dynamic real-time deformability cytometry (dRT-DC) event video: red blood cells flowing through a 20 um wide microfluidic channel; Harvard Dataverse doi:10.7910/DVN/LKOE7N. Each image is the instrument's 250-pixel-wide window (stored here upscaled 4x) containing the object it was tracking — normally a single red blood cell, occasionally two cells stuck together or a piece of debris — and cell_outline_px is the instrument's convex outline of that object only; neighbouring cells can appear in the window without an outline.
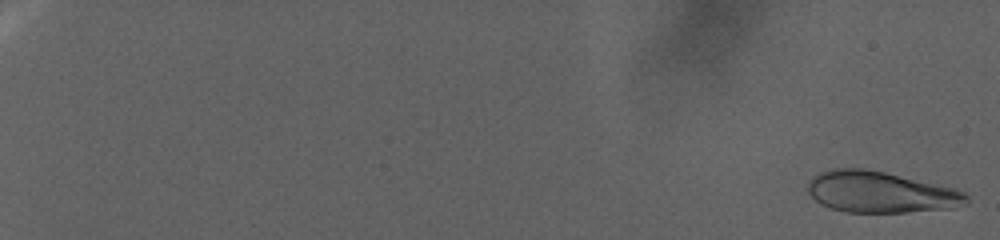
{"species": "human", "species_latin": "Homo sapiens", "temperature_condition": "warm", "stored_images_in_passage": 127, "camera_frame_rate_fps": 3000, "um_per_image_px": 0.085, "donor": {"sex": "female"}, "frame": {"image": 1, "passage_image": 3, "time_ms": 0.667, "image_size_px": [1000, 240], "cell_outline_px": [[968, 204], [952, 208], [908, 212], [848, 212], [832, 208], [820, 204], [804, 188], [808, 180], [812, 176], [820, 172], [832, 168], [864, 168], [884, 172], [952, 188], [964, 192], [968, 196]], "centroid_in_image_um": [74.78, 16.33], "position_along_channel_um": 10.2, "area_um2": 38.09}}
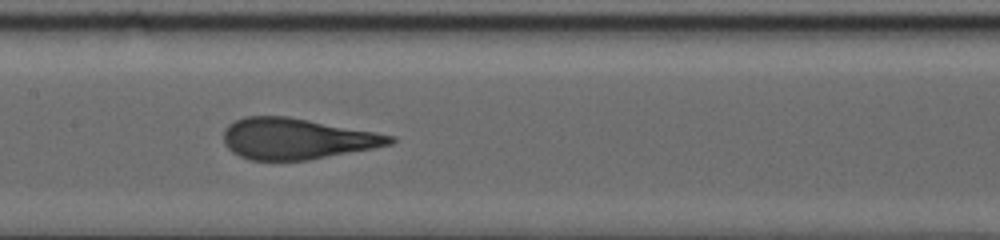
{"frame": {"image": 2, "passage_image": 75, "time_ms": 24.667, "image_size_px": [1000, 240], "cell_outline_px": [[396, 140], [392, 144], [372, 148], [308, 160], [248, 160], [232, 152], [224, 144], [224, 128], [228, 124], [244, 116], [288, 116], [396, 136]], "centroid_in_image_um": [25.19, 11.79], "position_along_channel_um": 182.2, "area_um2": 39.65}}
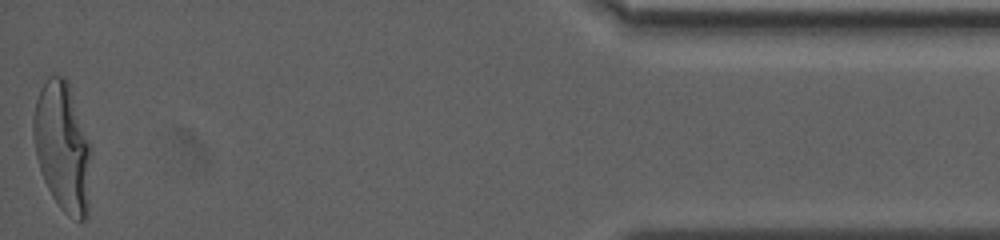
{"frame": {"image": 3, "passage_image": 127, "time_ms": 42.0, "image_size_px": [1000, 240], "cell_outline_px": [[92, 152], [88, 216], [84, 220], [80, 220], [64, 212], [60, 208], [52, 196], [44, 180], [36, 156], [32, 132], [32, 120], [36, 100], [40, 88], [48, 76], [64, 76], [68, 80], [92, 148]], "centroid_in_image_um": [5.33, 12.47], "position_along_channel_um": 429.9, "area_um2": 43.99}}